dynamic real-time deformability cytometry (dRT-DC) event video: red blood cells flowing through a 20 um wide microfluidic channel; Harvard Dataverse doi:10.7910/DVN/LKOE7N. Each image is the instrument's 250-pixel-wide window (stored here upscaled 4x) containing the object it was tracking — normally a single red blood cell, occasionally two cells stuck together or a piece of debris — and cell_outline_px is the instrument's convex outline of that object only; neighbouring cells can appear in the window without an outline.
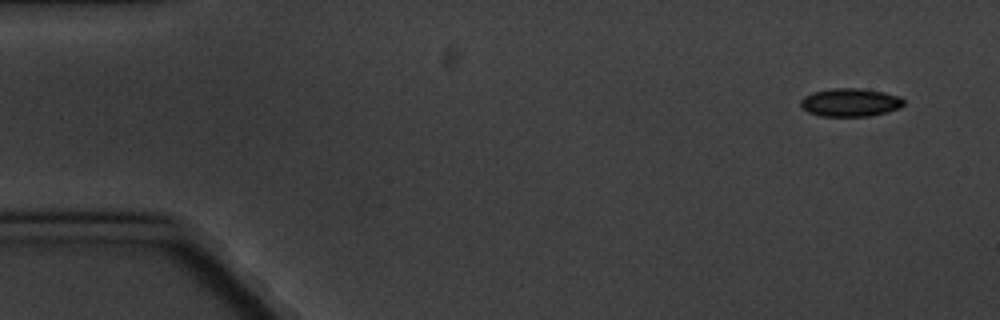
{"species": "common noctule bat (a hibernating species)", "species_latin": "Nyctalus noctula", "temperature_condition": "cold", "stored_images_in_passage": 4, "camera_frame_rate_fps": 3000, "um_per_image_px": 0.085, "animal": {"sex": "male", "body_mass_g": 20.1, "forearm_length_mm": 53.5}, "frame": {"image": 1, "passage_image": 1, "time_ms": 0.0, "image_size_px": [1000, 320], "cell_outline_px": [[904, 104], [900, 108], [888, 112], [868, 116], [820, 116], [808, 112], [800, 108], [800, 100], [804, 96], [812, 92], [836, 88], [856, 88], [884, 92], [900, 96], [904, 100]], "centroid_in_image_um": [72.26, 8.71], "position_along_channel_um": 12.7, "area_um2": 17.05}}